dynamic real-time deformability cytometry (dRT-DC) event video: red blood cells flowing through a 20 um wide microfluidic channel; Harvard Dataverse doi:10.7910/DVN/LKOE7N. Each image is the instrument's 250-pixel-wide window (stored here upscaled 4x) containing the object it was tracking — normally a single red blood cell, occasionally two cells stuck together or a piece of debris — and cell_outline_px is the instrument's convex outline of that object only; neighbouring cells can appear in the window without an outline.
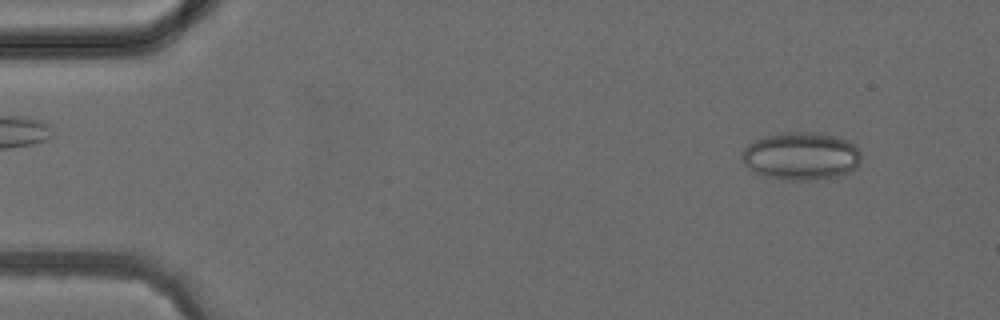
{"species": "common noctule bat (a hibernating species)", "species_latin": "Nyctalus noctula", "temperature_condition": "cold", "stored_images_in_passage": 3, "camera_frame_rate_fps": 3000, "um_per_image_px": 0.085, "animal": {"sex": "female", "body_mass_g": 24.6, "forearm_length_mm": 56.2}, "frame": {"image": 1, "passage_image": 1, "time_ms": 0.0, "image_size_px": [1000, 320], "cell_outline_px": [[860, 160], [856, 168], [840, 176], [812, 180], [788, 180], [764, 176], [756, 172], [744, 164], [740, 160], [740, 152], [748, 144], [764, 136], [780, 132], [824, 132], [848, 140], [860, 148]], "centroid_in_image_um": [68.1, 13.25], "position_along_channel_um": 16.9, "area_um2": 33.76}}